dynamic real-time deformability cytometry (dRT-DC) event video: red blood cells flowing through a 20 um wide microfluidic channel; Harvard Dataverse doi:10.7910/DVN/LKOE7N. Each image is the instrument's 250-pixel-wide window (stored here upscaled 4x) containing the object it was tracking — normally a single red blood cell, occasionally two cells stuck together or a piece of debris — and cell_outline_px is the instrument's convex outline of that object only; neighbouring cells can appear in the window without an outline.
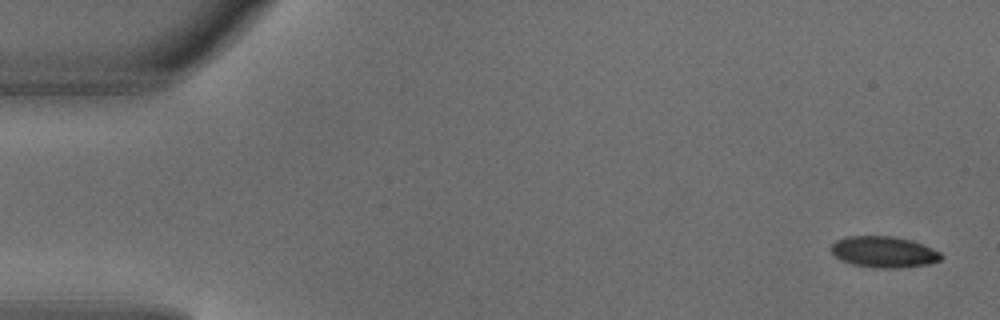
{"species": "common noctule bat (a hibernating species)", "species_latin": "Nyctalus noctula", "temperature_condition": "warm", "stored_images_in_passage": 4, "camera_frame_rate_fps": 3000, "um_per_image_px": 0.085, "animal": {"sex": "male", "body_mass_g": 18.8}, "frame": {"image": 1, "passage_image": 1, "time_ms": 0.0, "image_size_px": [1000, 320], "cell_outline_px": [[944, 256], [940, 260], [928, 264], [896, 268], [872, 268], [852, 264], [840, 260], [832, 252], [832, 244], [836, 240], [844, 236], [892, 236], [912, 240], [932, 248], [940, 252]], "centroid_in_image_um": [75.12, 21.41], "position_along_channel_um": 9.9, "area_um2": 20.06}}
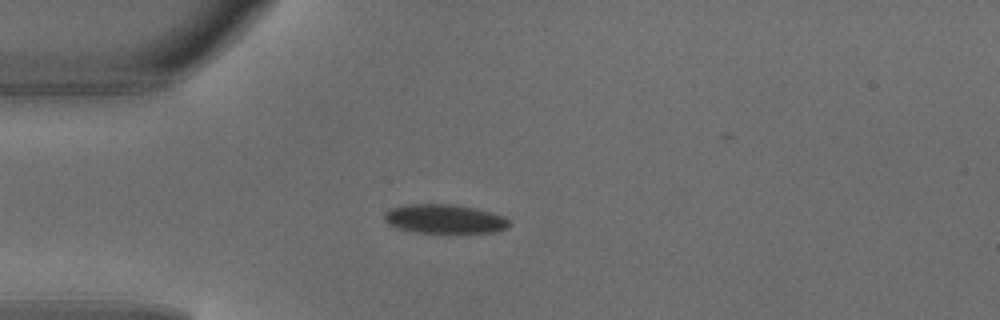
{"frame": {"image": 2, "passage_image": 4, "time_ms": 1.0, "image_size_px": [1000, 320], "cell_outline_px": [[512, 224], [508, 228], [492, 232], [416, 232], [396, 228], [388, 224], [384, 220], [384, 212], [392, 208], [404, 204], [452, 204], [476, 208], [492, 212], [504, 216]], "centroid_in_image_um": [37.78, 18.6], "position_along_channel_um": 47.2, "area_um2": 21.21}}